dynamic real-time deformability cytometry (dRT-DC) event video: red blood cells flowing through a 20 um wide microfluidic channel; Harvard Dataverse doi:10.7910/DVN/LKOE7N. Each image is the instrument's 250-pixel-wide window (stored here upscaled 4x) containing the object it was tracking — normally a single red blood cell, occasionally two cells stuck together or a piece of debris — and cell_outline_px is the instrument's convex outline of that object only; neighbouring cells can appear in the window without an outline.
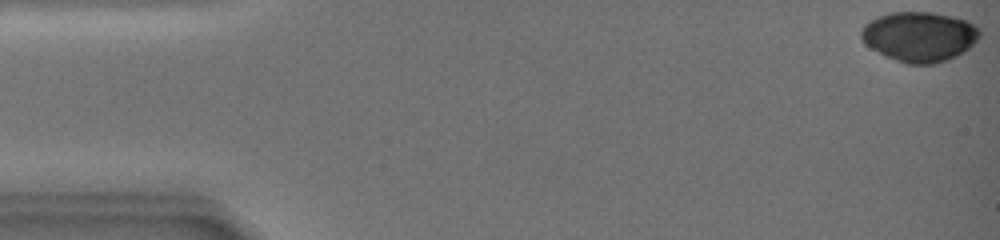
{"species": "common noctule bat (a hibernating species)", "species_latin": "Nyctalus noctula", "temperature_condition": "warm", "stored_images_in_passage": 15, "camera_frame_rate_fps": 3000, "um_per_image_px": 0.085, "animal": {"sex": "female", "body_mass_g": 19.0, "forearm_length_mm": 51.5}, "frame": {"image": 1, "passage_image": 1, "time_ms": 0.0, "image_size_px": [1000, 240], "cell_outline_px": [[980, 36], [964, 52], [948, 60], [932, 64], [908, 64], [884, 56], [864, 44], [860, 36], [860, 32], [864, 24], [868, 20], [876, 16], [892, 12], [932, 12], [952, 16], [968, 20], [980, 28]], "centroid_in_image_um": [78.12, 3.1], "position_along_channel_um": 6.9, "area_um2": 34.85}}